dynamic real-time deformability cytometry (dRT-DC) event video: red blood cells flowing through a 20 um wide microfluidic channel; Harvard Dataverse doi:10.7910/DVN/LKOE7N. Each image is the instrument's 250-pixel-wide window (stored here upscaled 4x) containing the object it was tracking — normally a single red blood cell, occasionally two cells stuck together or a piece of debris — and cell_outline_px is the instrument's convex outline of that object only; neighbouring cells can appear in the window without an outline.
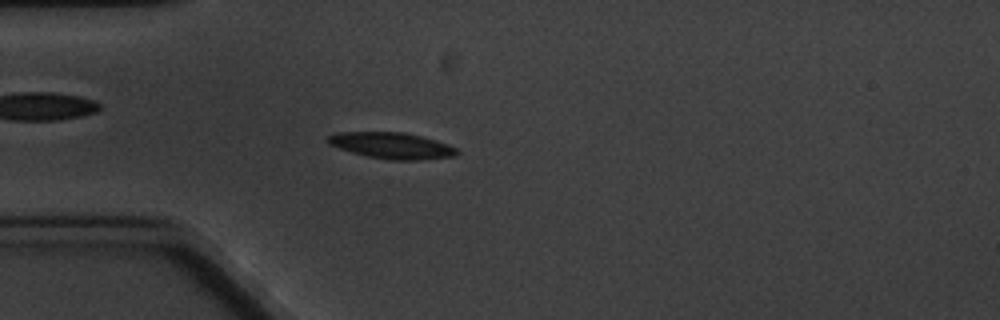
{"species": "common noctule bat (a hibernating species)", "species_latin": "Nyctalus noctula", "temperature_condition": "cold", "stored_images_in_passage": 4, "camera_frame_rate_fps": 3000, "um_per_image_px": 0.085, "animal": {"sex": "male", "body_mass_g": 20.1, "forearm_length_mm": 53.5}, "frame": {"image": 1, "passage_image": 4, "time_ms": 3.333, "image_size_px": [1000, 320], "cell_outline_px": [[460, 152], [456, 156], [416, 160], [388, 160], [368, 156], [352, 152], [328, 144], [328, 136], [336, 132], [404, 132], [436, 140], [456, 148]], "centroid_in_image_um": [33.31, 12.37], "position_along_channel_um": 51.7, "area_um2": 19.59}}